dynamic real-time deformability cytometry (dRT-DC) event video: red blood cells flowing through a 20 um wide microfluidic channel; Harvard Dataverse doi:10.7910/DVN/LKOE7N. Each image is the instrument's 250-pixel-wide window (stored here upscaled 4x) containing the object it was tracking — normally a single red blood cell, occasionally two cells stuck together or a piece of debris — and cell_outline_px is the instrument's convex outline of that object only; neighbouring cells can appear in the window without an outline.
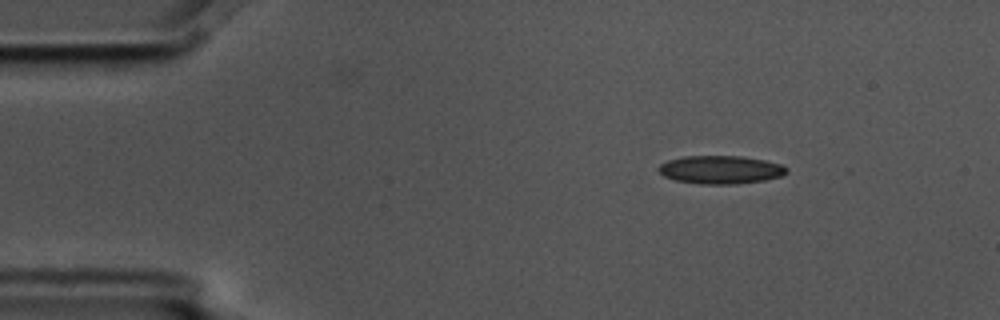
{"species": "common noctule bat (a hibernating species)", "species_latin": "Nyctalus noctula", "temperature_condition": "cold", "stored_images_in_passage": 3, "camera_frame_rate_fps": 3000, "um_per_image_px": 0.085, "animal": {"sex": "male", "body_mass_g": 17.5, "forearm_length_mm": 52.3}, "frame": {"image": 1, "passage_image": 2, "time_ms": 0.333, "image_size_px": [1000, 320], "cell_outline_px": [[788, 172], [780, 176], [764, 180], [736, 184], [700, 184], [676, 180], [664, 176], [656, 168], [660, 164], [668, 160], [684, 156], [740, 156], [764, 160], [780, 164], [788, 168]], "centroid_in_image_um": [61.23, 14.42], "position_along_channel_um": 23.8, "area_um2": 20.98}}